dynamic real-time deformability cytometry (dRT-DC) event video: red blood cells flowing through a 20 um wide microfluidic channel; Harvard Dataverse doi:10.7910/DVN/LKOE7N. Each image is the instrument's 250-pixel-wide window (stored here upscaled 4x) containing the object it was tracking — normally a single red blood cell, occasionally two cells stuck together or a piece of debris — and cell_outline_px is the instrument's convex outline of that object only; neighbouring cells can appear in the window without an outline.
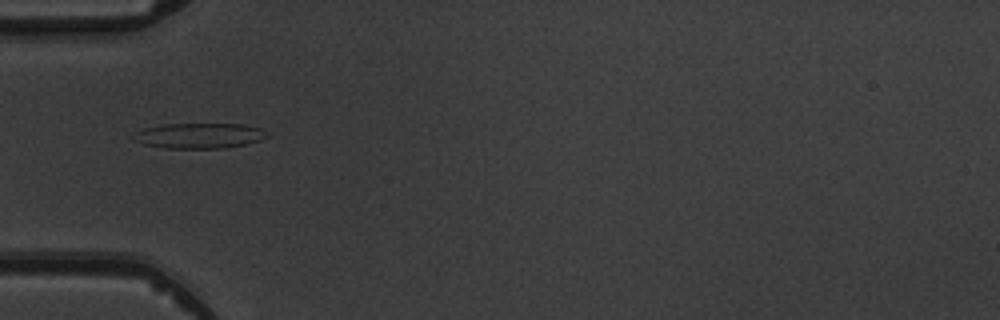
{"species": "common noctule bat (a hibernating species)", "species_latin": "Nyctalus noctula", "temperature_condition": "warm", "stored_images_in_passage": 3, "camera_frame_rate_fps": 3000, "um_per_image_px": 0.085, "animal": {"sex": "male", "body_mass_g": 19.5, "forearm_length_mm": 54.6}, "frame": {"image": 1, "passage_image": 3, "time_ms": 2.333, "image_size_px": [1000, 320], "cell_outline_px": [[268, 136], [260, 140], [248, 144], [228, 148], [164, 148], [144, 144], [136, 140], [136, 132], [144, 128], [164, 124], [244, 124], [260, 128]], "centroid_in_image_um": [16.98, 11.54], "position_along_channel_um": 68.0, "area_um2": 19.54}}